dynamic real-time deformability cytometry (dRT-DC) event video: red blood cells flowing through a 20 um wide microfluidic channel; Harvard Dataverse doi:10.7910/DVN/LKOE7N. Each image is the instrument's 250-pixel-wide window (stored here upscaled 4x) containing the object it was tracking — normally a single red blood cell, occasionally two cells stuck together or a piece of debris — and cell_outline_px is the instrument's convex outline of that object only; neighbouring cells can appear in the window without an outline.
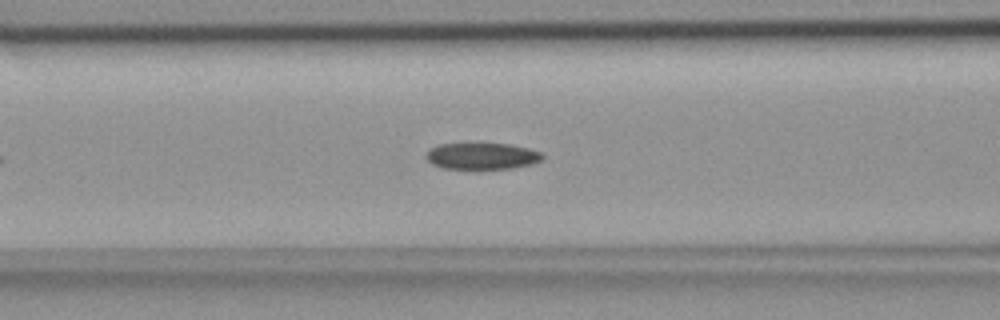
{"species": "common noctule bat (a hibernating species)", "species_latin": "Nyctalus noctula", "temperature_condition": "room temperature", "stored_images_in_passage": 45, "camera_frame_rate_fps": 3000, "um_per_image_px": 0.085, "animal": {"sex": "female", "body_mass_g": 18.4}, "frame": {"image": 1, "passage_image": 12, "time_ms": 3.667, "image_size_px": [1000, 320], "cell_outline_px": [[544, 156], [540, 160], [532, 164], [512, 168], [440, 168], [432, 164], [424, 156], [428, 148], [440, 144], [476, 140], [508, 144], [528, 148], [544, 152]], "centroid_in_image_um": [40.92, 13.2], "position_along_channel_um": 125.7, "area_um2": 18.9}}
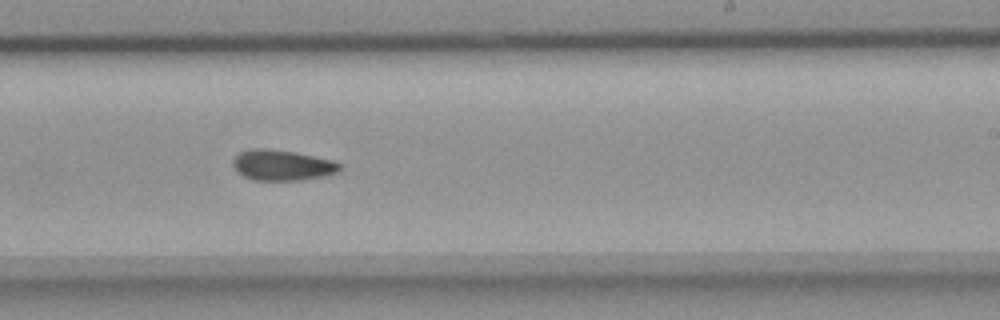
{"frame": {"image": 2, "passage_image": 23, "time_ms": 7.333, "image_size_px": [1000, 320], "cell_outline_px": [[340, 172], [328, 176], [300, 180], [256, 180], [244, 176], [236, 172], [232, 164], [232, 160], [240, 152], [252, 148], [268, 148], [296, 152], [332, 160], [340, 164]], "centroid_in_image_um": [23.99, 14.04], "position_along_channel_um": 265.0, "area_um2": 19.25}}
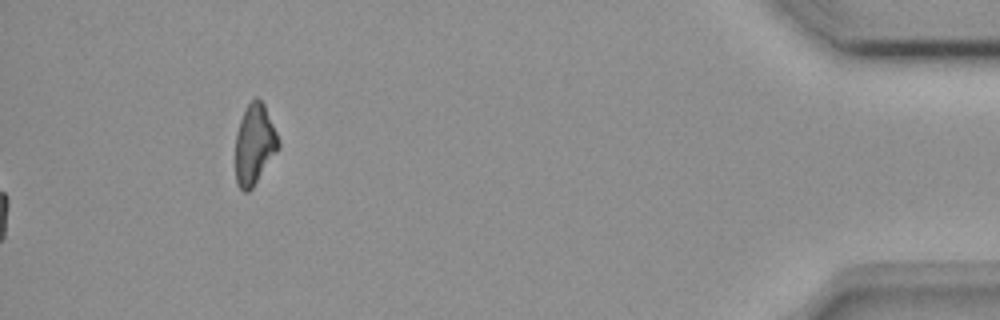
{"frame": {"image": 3, "passage_image": 45, "time_ms": 14.667, "image_size_px": [1000, 320], "cell_outline_px": [[280, 148], [252, 188], [248, 192], [244, 192], [236, 184], [236, 132], [240, 120], [248, 104], [256, 96], [264, 104], [280, 140]], "centroid_in_image_um": [21.64, 12.28], "position_along_channel_um": 413.6, "area_um2": 20.11}, "authors_computed_cell_mechanics": {"area_um2": 18.785, "velocity_mm_per_s": 3.8141, "shape_relaxation_time_tau1_ms": null, "shape_relaxation_time_tau2_ms": 4.682, "deformation_change_tau1": null, "deformation_change_tau2": 0.0984}}